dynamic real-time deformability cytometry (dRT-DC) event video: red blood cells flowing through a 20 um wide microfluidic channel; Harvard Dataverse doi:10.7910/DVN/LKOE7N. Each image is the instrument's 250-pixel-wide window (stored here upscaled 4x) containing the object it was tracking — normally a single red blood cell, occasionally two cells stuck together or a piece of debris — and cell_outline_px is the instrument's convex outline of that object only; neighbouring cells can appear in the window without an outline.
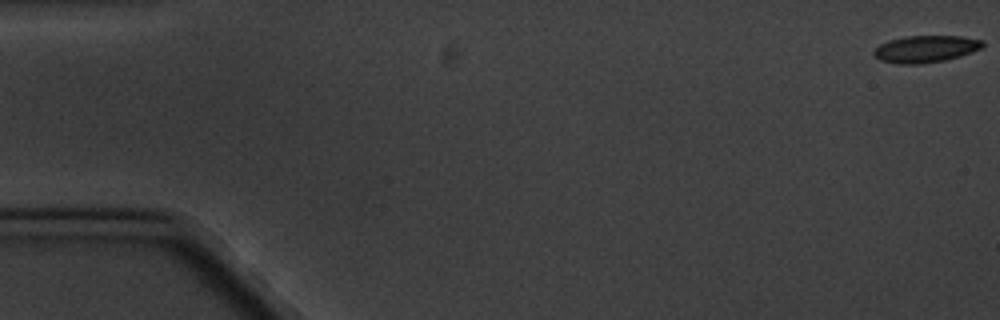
{"species": "common noctule bat (a hibernating species)", "species_latin": "Nyctalus noctula", "temperature_condition": "cold", "stored_images_in_passage": 4, "camera_frame_rate_fps": 3000, "um_per_image_px": 0.085, "animal": {"sex": "male", "body_mass_g": 20.1, "forearm_length_mm": 53.5}, "frame": {"image": 1, "passage_image": 1, "time_ms": 0.0, "image_size_px": [1000, 320], "cell_outline_px": [[984, 44], [980, 48], [960, 56], [944, 60], [916, 64], [900, 64], [880, 60], [872, 52], [880, 44], [888, 40], [904, 36], [964, 36], [984, 40]], "centroid_in_image_um": [78.67, 4.14], "position_along_channel_um": 6.3, "area_um2": 16.99}}